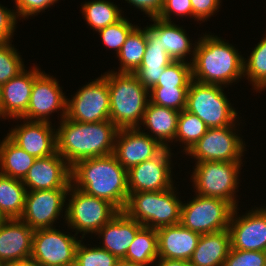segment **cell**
Masks as SVG:
<instances>
[{
  "label": "cell",
  "mask_w": 266,
  "mask_h": 266,
  "mask_svg": "<svg viewBox=\"0 0 266 266\" xmlns=\"http://www.w3.org/2000/svg\"><path fill=\"white\" fill-rule=\"evenodd\" d=\"M171 148H164L158 155L127 170L129 193L167 190L172 180Z\"/></svg>",
  "instance_id": "obj_15"
},
{
  "label": "cell",
  "mask_w": 266,
  "mask_h": 266,
  "mask_svg": "<svg viewBox=\"0 0 266 266\" xmlns=\"http://www.w3.org/2000/svg\"><path fill=\"white\" fill-rule=\"evenodd\" d=\"M191 81L192 64L184 61H173L165 67L154 87H189Z\"/></svg>",
  "instance_id": "obj_38"
},
{
  "label": "cell",
  "mask_w": 266,
  "mask_h": 266,
  "mask_svg": "<svg viewBox=\"0 0 266 266\" xmlns=\"http://www.w3.org/2000/svg\"><path fill=\"white\" fill-rule=\"evenodd\" d=\"M147 46L146 27L136 26L127 36L117 58L120 61L118 73H135L140 67Z\"/></svg>",
  "instance_id": "obj_30"
},
{
  "label": "cell",
  "mask_w": 266,
  "mask_h": 266,
  "mask_svg": "<svg viewBox=\"0 0 266 266\" xmlns=\"http://www.w3.org/2000/svg\"><path fill=\"white\" fill-rule=\"evenodd\" d=\"M175 190L173 186L162 191L129 193L123 211L144 227L156 230L180 224L182 201Z\"/></svg>",
  "instance_id": "obj_5"
},
{
  "label": "cell",
  "mask_w": 266,
  "mask_h": 266,
  "mask_svg": "<svg viewBox=\"0 0 266 266\" xmlns=\"http://www.w3.org/2000/svg\"><path fill=\"white\" fill-rule=\"evenodd\" d=\"M207 130L208 127L200 118L184 109L180 111L178 116L174 143L179 141L180 144L185 145L183 151L187 153Z\"/></svg>",
  "instance_id": "obj_34"
},
{
  "label": "cell",
  "mask_w": 266,
  "mask_h": 266,
  "mask_svg": "<svg viewBox=\"0 0 266 266\" xmlns=\"http://www.w3.org/2000/svg\"><path fill=\"white\" fill-rule=\"evenodd\" d=\"M81 240L76 249L75 266H116L118 258L107 250L96 247H88Z\"/></svg>",
  "instance_id": "obj_36"
},
{
  "label": "cell",
  "mask_w": 266,
  "mask_h": 266,
  "mask_svg": "<svg viewBox=\"0 0 266 266\" xmlns=\"http://www.w3.org/2000/svg\"><path fill=\"white\" fill-rule=\"evenodd\" d=\"M192 80L226 87L244 77V57L229 42L203 34L196 43Z\"/></svg>",
  "instance_id": "obj_3"
},
{
  "label": "cell",
  "mask_w": 266,
  "mask_h": 266,
  "mask_svg": "<svg viewBox=\"0 0 266 266\" xmlns=\"http://www.w3.org/2000/svg\"><path fill=\"white\" fill-rule=\"evenodd\" d=\"M69 189H47L28 191L25 207L20 219L33 230L56 227L60 214L66 219V197ZM64 207V208H63Z\"/></svg>",
  "instance_id": "obj_14"
},
{
  "label": "cell",
  "mask_w": 266,
  "mask_h": 266,
  "mask_svg": "<svg viewBox=\"0 0 266 266\" xmlns=\"http://www.w3.org/2000/svg\"><path fill=\"white\" fill-rule=\"evenodd\" d=\"M22 182L28 191L69 189L71 166L58 152L37 158Z\"/></svg>",
  "instance_id": "obj_19"
},
{
  "label": "cell",
  "mask_w": 266,
  "mask_h": 266,
  "mask_svg": "<svg viewBox=\"0 0 266 266\" xmlns=\"http://www.w3.org/2000/svg\"><path fill=\"white\" fill-rule=\"evenodd\" d=\"M6 220L4 215L0 212V226L3 224V222Z\"/></svg>",
  "instance_id": "obj_49"
},
{
  "label": "cell",
  "mask_w": 266,
  "mask_h": 266,
  "mask_svg": "<svg viewBox=\"0 0 266 266\" xmlns=\"http://www.w3.org/2000/svg\"><path fill=\"white\" fill-rule=\"evenodd\" d=\"M33 233L20 218L6 219L0 226V263L4 266L30 257Z\"/></svg>",
  "instance_id": "obj_21"
},
{
  "label": "cell",
  "mask_w": 266,
  "mask_h": 266,
  "mask_svg": "<svg viewBox=\"0 0 266 266\" xmlns=\"http://www.w3.org/2000/svg\"><path fill=\"white\" fill-rule=\"evenodd\" d=\"M188 87H153L149 90L150 101L156 105L182 111L186 108Z\"/></svg>",
  "instance_id": "obj_35"
},
{
  "label": "cell",
  "mask_w": 266,
  "mask_h": 266,
  "mask_svg": "<svg viewBox=\"0 0 266 266\" xmlns=\"http://www.w3.org/2000/svg\"><path fill=\"white\" fill-rule=\"evenodd\" d=\"M66 203L65 223L74 229L76 235L82 232L81 239L88 233L96 234L119 210L108 200L88 195L70 185Z\"/></svg>",
  "instance_id": "obj_8"
},
{
  "label": "cell",
  "mask_w": 266,
  "mask_h": 266,
  "mask_svg": "<svg viewBox=\"0 0 266 266\" xmlns=\"http://www.w3.org/2000/svg\"><path fill=\"white\" fill-rule=\"evenodd\" d=\"M15 10H10L0 4V43L9 42L11 40L17 21Z\"/></svg>",
  "instance_id": "obj_43"
},
{
  "label": "cell",
  "mask_w": 266,
  "mask_h": 266,
  "mask_svg": "<svg viewBox=\"0 0 266 266\" xmlns=\"http://www.w3.org/2000/svg\"><path fill=\"white\" fill-rule=\"evenodd\" d=\"M11 42L0 43V85L7 83L25 69L21 55Z\"/></svg>",
  "instance_id": "obj_37"
},
{
  "label": "cell",
  "mask_w": 266,
  "mask_h": 266,
  "mask_svg": "<svg viewBox=\"0 0 266 266\" xmlns=\"http://www.w3.org/2000/svg\"><path fill=\"white\" fill-rule=\"evenodd\" d=\"M116 266H148V265L136 263L126 259H119Z\"/></svg>",
  "instance_id": "obj_48"
},
{
  "label": "cell",
  "mask_w": 266,
  "mask_h": 266,
  "mask_svg": "<svg viewBox=\"0 0 266 266\" xmlns=\"http://www.w3.org/2000/svg\"><path fill=\"white\" fill-rule=\"evenodd\" d=\"M1 99H2V93H1V85H0V118H1Z\"/></svg>",
  "instance_id": "obj_50"
},
{
  "label": "cell",
  "mask_w": 266,
  "mask_h": 266,
  "mask_svg": "<svg viewBox=\"0 0 266 266\" xmlns=\"http://www.w3.org/2000/svg\"><path fill=\"white\" fill-rule=\"evenodd\" d=\"M221 0H191L192 17L194 20L203 21L209 19L220 9Z\"/></svg>",
  "instance_id": "obj_44"
},
{
  "label": "cell",
  "mask_w": 266,
  "mask_h": 266,
  "mask_svg": "<svg viewBox=\"0 0 266 266\" xmlns=\"http://www.w3.org/2000/svg\"><path fill=\"white\" fill-rule=\"evenodd\" d=\"M15 1V13L17 18L29 19V16H36L41 11L46 10L48 7L56 4L59 0H14Z\"/></svg>",
  "instance_id": "obj_41"
},
{
  "label": "cell",
  "mask_w": 266,
  "mask_h": 266,
  "mask_svg": "<svg viewBox=\"0 0 266 266\" xmlns=\"http://www.w3.org/2000/svg\"><path fill=\"white\" fill-rule=\"evenodd\" d=\"M224 88L192 80L187 91L185 110L200 118L208 128L236 124L238 113L226 96Z\"/></svg>",
  "instance_id": "obj_6"
},
{
  "label": "cell",
  "mask_w": 266,
  "mask_h": 266,
  "mask_svg": "<svg viewBox=\"0 0 266 266\" xmlns=\"http://www.w3.org/2000/svg\"><path fill=\"white\" fill-rule=\"evenodd\" d=\"M143 227L124 211H119L96 233L99 238L102 237L103 242L100 248L107 250L118 259H124L136 234Z\"/></svg>",
  "instance_id": "obj_22"
},
{
  "label": "cell",
  "mask_w": 266,
  "mask_h": 266,
  "mask_svg": "<svg viewBox=\"0 0 266 266\" xmlns=\"http://www.w3.org/2000/svg\"><path fill=\"white\" fill-rule=\"evenodd\" d=\"M171 14L183 17L190 16L192 18L191 0H167L163 4L162 11L158 16L159 19L171 22Z\"/></svg>",
  "instance_id": "obj_42"
},
{
  "label": "cell",
  "mask_w": 266,
  "mask_h": 266,
  "mask_svg": "<svg viewBox=\"0 0 266 266\" xmlns=\"http://www.w3.org/2000/svg\"><path fill=\"white\" fill-rule=\"evenodd\" d=\"M234 207L226 200L196 194L181 206L180 224L199 234L227 230Z\"/></svg>",
  "instance_id": "obj_9"
},
{
  "label": "cell",
  "mask_w": 266,
  "mask_h": 266,
  "mask_svg": "<svg viewBox=\"0 0 266 266\" xmlns=\"http://www.w3.org/2000/svg\"><path fill=\"white\" fill-rule=\"evenodd\" d=\"M179 113V111L156 105L149 100L141 125H145L144 131L150 130L149 133H144L158 141L164 148H170L168 144L175 140L177 133Z\"/></svg>",
  "instance_id": "obj_26"
},
{
  "label": "cell",
  "mask_w": 266,
  "mask_h": 266,
  "mask_svg": "<svg viewBox=\"0 0 266 266\" xmlns=\"http://www.w3.org/2000/svg\"><path fill=\"white\" fill-rule=\"evenodd\" d=\"M40 71L36 66L28 71L24 69L1 85V118H21L27 112L33 82Z\"/></svg>",
  "instance_id": "obj_20"
},
{
  "label": "cell",
  "mask_w": 266,
  "mask_h": 266,
  "mask_svg": "<svg viewBox=\"0 0 266 266\" xmlns=\"http://www.w3.org/2000/svg\"><path fill=\"white\" fill-rule=\"evenodd\" d=\"M230 248L229 229L202 234L189 263L191 266H223Z\"/></svg>",
  "instance_id": "obj_25"
},
{
  "label": "cell",
  "mask_w": 266,
  "mask_h": 266,
  "mask_svg": "<svg viewBox=\"0 0 266 266\" xmlns=\"http://www.w3.org/2000/svg\"><path fill=\"white\" fill-rule=\"evenodd\" d=\"M71 185L108 200L119 211L124 210L129 197L127 170L113 154L76 162L71 166Z\"/></svg>",
  "instance_id": "obj_1"
},
{
  "label": "cell",
  "mask_w": 266,
  "mask_h": 266,
  "mask_svg": "<svg viewBox=\"0 0 266 266\" xmlns=\"http://www.w3.org/2000/svg\"><path fill=\"white\" fill-rule=\"evenodd\" d=\"M234 208L230 222L231 248L247 251H266V207H256L244 215Z\"/></svg>",
  "instance_id": "obj_16"
},
{
  "label": "cell",
  "mask_w": 266,
  "mask_h": 266,
  "mask_svg": "<svg viewBox=\"0 0 266 266\" xmlns=\"http://www.w3.org/2000/svg\"><path fill=\"white\" fill-rule=\"evenodd\" d=\"M81 11L88 26L96 32L115 24L124 17L121 14L122 10L114 2L107 0L85 1Z\"/></svg>",
  "instance_id": "obj_31"
},
{
  "label": "cell",
  "mask_w": 266,
  "mask_h": 266,
  "mask_svg": "<svg viewBox=\"0 0 266 266\" xmlns=\"http://www.w3.org/2000/svg\"><path fill=\"white\" fill-rule=\"evenodd\" d=\"M136 26L137 25H133L128 19L123 17L115 24L109 25L99 30L98 33L104 45L110 50L115 49L114 51H116L117 55L125 43L127 36Z\"/></svg>",
  "instance_id": "obj_39"
},
{
  "label": "cell",
  "mask_w": 266,
  "mask_h": 266,
  "mask_svg": "<svg viewBox=\"0 0 266 266\" xmlns=\"http://www.w3.org/2000/svg\"><path fill=\"white\" fill-rule=\"evenodd\" d=\"M59 121L57 152L70 166L80 160L113 154L119 128L110 120L81 123L64 117Z\"/></svg>",
  "instance_id": "obj_2"
},
{
  "label": "cell",
  "mask_w": 266,
  "mask_h": 266,
  "mask_svg": "<svg viewBox=\"0 0 266 266\" xmlns=\"http://www.w3.org/2000/svg\"><path fill=\"white\" fill-rule=\"evenodd\" d=\"M156 232L158 258L189 261L201 237L181 224L161 227Z\"/></svg>",
  "instance_id": "obj_23"
},
{
  "label": "cell",
  "mask_w": 266,
  "mask_h": 266,
  "mask_svg": "<svg viewBox=\"0 0 266 266\" xmlns=\"http://www.w3.org/2000/svg\"><path fill=\"white\" fill-rule=\"evenodd\" d=\"M223 266H266V251H247L230 248Z\"/></svg>",
  "instance_id": "obj_40"
},
{
  "label": "cell",
  "mask_w": 266,
  "mask_h": 266,
  "mask_svg": "<svg viewBox=\"0 0 266 266\" xmlns=\"http://www.w3.org/2000/svg\"><path fill=\"white\" fill-rule=\"evenodd\" d=\"M23 124L15 125L7 137L28 154L37 158L51 156L57 152L56 129L52 123L31 121L22 118Z\"/></svg>",
  "instance_id": "obj_17"
},
{
  "label": "cell",
  "mask_w": 266,
  "mask_h": 266,
  "mask_svg": "<svg viewBox=\"0 0 266 266\" xmlns=\"http://www.w3.org/2000/svg\"><path fill=\"white\" fill-rule=\"evenodd\" d=\"M147 46L140 67L135 71L139 82L148 90L152 89L159 81L165 67L174 60L160 45L159 35L147 25Z\"/></svg>",
  "instance_id": "obj_24"
},
{
  "label": "cell",
  "mask_w": 266,
  "mask_h": 266,
  "mask_svg": "<svg viewBox=\"0 0 266 266\" xmlns=\"http://www.w3.org/2000/svg\"><path fill=\"white\" fill-rule=\"evenodd\" d=\"M126 260L145 265H154L158 259V242L156 229L143 227L135 236L127 250Z\"/></svg>",
  "instance_id": "obj_32"
},
{
  "label": "cell",
  "mask_w": 266,
  "mask_h": 266,
  "mask_svg": "<svg viewBox=\"0 0 266 266\" xmlns=\"http://www.w3.org/2000/svg\"><path fill=\"white\" fill-rule=\"evenodd\" d=\"M150 19L154 22L150 27L159 35L160 45L170 57L174 61L187 62L186 57L192 55L190 63L193 62L197 42L195 41L193 43L195 45L192 46L193 44L188 34H186V30L173 23V21L167 22L159 18Z\"/></svg>",
  "instance_id": "obj_27"
},
{
  "label": "cell",
  "mask_w": 266,
  "mask_h": 266,
  "mask_svg": "<svg viewBox=\"0 0 266 266\" xmlns=\"http://www.w3.org/2000/svg\"><path fill=\"white\" fill-rule=\"evenodd\" d=\"M110 96V121L119 129L140 128L149 102V90L134 73L105 72Z\"/></svg>",
  "instance_id": "obj_4"
},
{
  "label": "cell",
  "mask_w": 266,
  "mask_h": 266,
  "mask_svg": "<svg viewBox=\"0 0 266 266\" xmlns=\"http://www.w3.org/2000/svg\"><path fill=\"white\" fill-rule=\"evenodd\" d=\"M155 266H191V265L189 261L186 260L158 258L155 261Z\"/></svg>",
  "instance_id": "obj_46"
},
{
  "label": "cell",
  "mask_w": 266,
  "mask_h": 266,
  "mask_svg": "<svg viewBox=\"0 0 266 266\" xmlns=\"http://www.w3.org/2000/svg\"><path fill=\"white\" fill-rule=\"evenodd\" d=\"M61 88L56 78L40 71L33 82L27 112L21 118L52 123L49 115L60 111L62 120L67 114L68 98Z\"/></svg>",
  "instance_id": "obj_13"
},
{
  "label": "cell",
  "mask_w": 266,
  "mask_h": 266,
  "mask_svg": "<svg viewBox=\"0 0 266 266\" xmlns=\"http://www.w3.org/2000/svg\"><path fill=\"white\" fill-rule=\"evenodd\" d=\"M164 147L141 128L119 129L115 139L113 155L126 169L158 155Z\"/></svg>",
  "instance_id": "obj_18"
},
{
  "label": "cell",
  "mask_w": 266,
  "mask_h": 266,
  "mask_svg": "<svg viewBox=\"0 0 266 266\" xmlns=\"http://www.w3.org/2000/svg\"><path fill=\"white\" fill-rule=\"evenodd\" d=\"M150 18H158L163 8V0H125Z\"/></svg>",
  "instance_id": "obj_45"
},
{
  "label": "cell",
  "mask_w": 266,
  "mask_h": 266,
  "mask_svg": "<svg viewBox=\"0 0 266 266\" xmlns=\"http://www.w3.org/2000/svg\"><path fill=\"white\" fill-rule=\"evenodd\" d=\"M259 93L266 88V34L255 45L248 59L244 58V77Z\"/></svg>",
  "instance_id": "obj_33"
},
{
  "label": "cell",
  "mask_w": 266,
  "mask_h": 266,
  "mask_svg": "<svg viewBox=\"0 0 266 266\" xmlns=\"http://www.w3.org/2000/svg\"><path fill=\"white\" fill-rule=\"evenodd\" d=\"M35 160L7 136L0 142V174L23 180Z\"/></svg>",
  "instance_id": "obj_28"
},
{
  "label": "cell",
  "mask_w": 266,
  "mask_h": 266,
  "mask_svg": "<svg viewBox=\"0 0 266 266\" xmlns=\"http://www.w3.org/2000/svg\"><path fill=\"white\" fill-rule=\"evenodd\" d=\"M27 192L22 180L0 174V212L6 219L22 216Z\"/></svg>",
  "instance_id": "obj_29"
},
{
  "label": "cell",
  "mask_w": 266,
  "mask_h": 266,
  "mask_svg": "<svg viewBox=\"0 0 266 266\" xmlns=\"http://www.w3.org/2000/svg\"><path fill=\"white\" fill-rule=\"evenodd\" d=\"M234 124L232 126L208 128L207 132L186 153L195 162L223 161L242 162L243 152L247 151L245 141ZM244 141V142H243Z\"/></svg>",
  "instance_id": "obj_10"
},
{
  "label": "cell",
  "mask_w": 266,
  "mask_h": 266,
  "mask_svg": "<svg viewBox=\"0 0 266 266\" xmlns=\"http://www.w3.org/2000/svg\"><path fill=\"white\" fill-rule=\"evenodd\" d=\"M76 236L55 227L34 230L31 257L41 266L75 265L76 249L81 241Z\"/></svg>",
  "instance_id": "obj_12"
},
{
  "label": "cell",
  "mask_w": 266,
  "mask_h": 266,
  "mask_svg": "<svg viewBox=\"0 0 266 266\" xmlns=\"http://www.w3.org/2000/svg\"><path fill=\"white\" fill-rule=\"evenodd\" d=\"M4 266H41V265L30 256L25 259H20V260L10 262Z\"/></svg>",
  "instance_id": "obj_47"
},
{
  "label": "cell",
  "mask_w": 266,
  "mask_h": 266,
  "mask_svg": "<svg viewBox=\"0 0 266 266\" xmlns=\"http://www.w3.org/2000/svg\"><path fill=\"white\" fill-rule=\"evenodd\" d=\"M66 117L81 123L110 120V96L107 79L101 74L67 99Z\"/></svg>",
  "instance_id": "obj_11"
},
{
  "label": "cell",
  "mask_w": 266,
  "mask_h": 266,
  "mask_svg": "<svg viewBox=\"0 0 266 266\" xmlns=\"http://www.w3.org/2000/svg\"><path fill=\"white\" fill-rule=\"evenodd\" d=\"M242 162L204 161L196 162L191 175L196 194L226 200L234 208L239 188V175Z\"/></svg>",
  "instance_id": "obj_7"
}]
</instances>
